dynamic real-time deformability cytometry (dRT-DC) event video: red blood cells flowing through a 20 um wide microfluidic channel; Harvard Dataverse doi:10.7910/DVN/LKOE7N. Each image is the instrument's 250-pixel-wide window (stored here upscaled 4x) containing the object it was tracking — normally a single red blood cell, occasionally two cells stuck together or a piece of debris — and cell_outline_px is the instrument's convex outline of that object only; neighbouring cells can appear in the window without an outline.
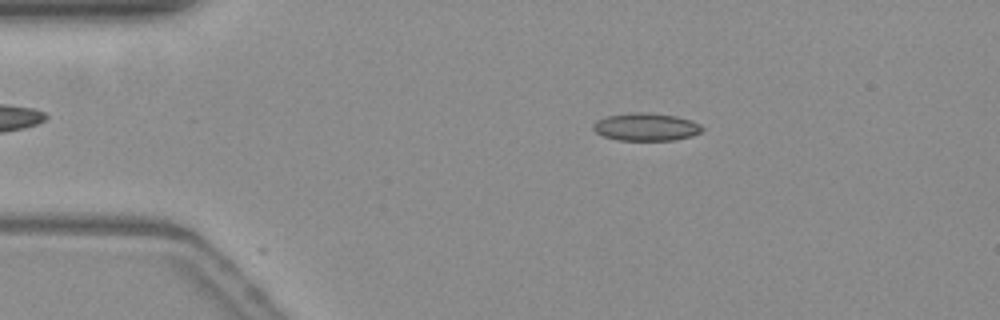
{"species": "common noctule bat (a hibernating species)", "species_latin": "Nyctalus noctula", "temperature_condition": "warm", "stored_images_in_passage": 53, "camera_frame_rate_fps": 3000, "um_per_image_px": 0.085, "animal": {"sex": "female", "body_mass_g": 19.3, "forearm_length_mm": 54.1}, "frame": {"image": 1, "passage_image": 9, "time_ms": 2.667, "image_size_px": [1000, 320], "cell_outline_px": [[704, 128], [700, 132], [692, 136], [672, 140], [616, 140], [604, 136], [596, 132], [592, 128], [596, 120], [608, 116], [636, 112], [640, 112], [676, 116], [700, 124]], "centroid_in_image_um": [54.9, 10.8], "position_along_channel_um": 30.1, "area_um2": 17.34}}
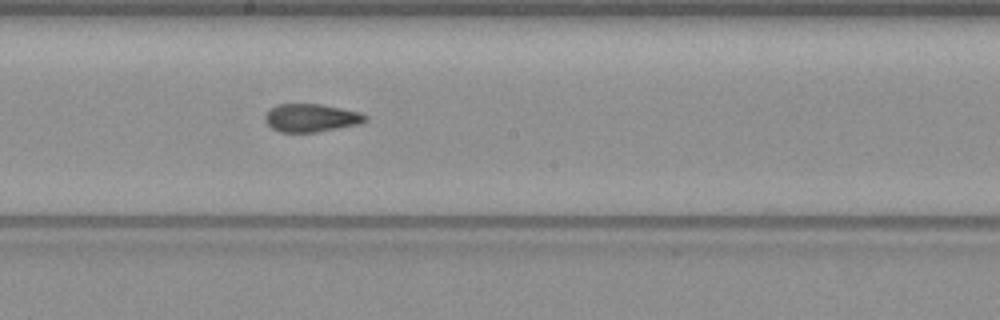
{"frame": {"image": 2, "passage_image": 28, "time_ms": 9.0, "image_size_px": [1000, 320], "cell_outline_px": [[368, 120], [356, 124], [316, 132], [280, 132], [272, 128], [264, 120], [264, 116], [276, 104], [320, 104], [360, 112], [368, 116]], "centroid_in_image_um": [26.43, 10.01], "position_along_channel_um": 221.8, "area_um2": 16.18}}
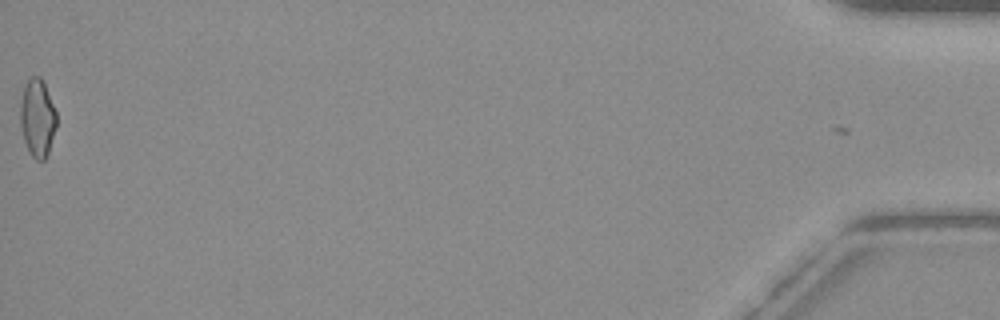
{"frame": {"image": 3, "passage_image": 53, "time_ms": 17.333, "image_size_px": [1000, 320], "cell_outline_px": [[56, 128], [48, 152], [44, 160], [36, 160], [32, 156], [24, 140], [20, 124], [20, 104], [24, 88], [28, 80], [32, 76], [40, 76], [44, 80], [56, 112]], "centroid_in_image_um": [3.19, 10.0], "position_along_channel_um": 432.0, "area_um2": 16.36}, "authors_computed_cell_mechanics": {"area_um2": 16.4152, "velocity_mm_per_s": 3.8199, "shape_relaxation_time_tau1_ms": null, "shape_relaxation_time_tau2_ms": 1.7371, "deformation_change_tau1": null, "deformation_change_tau2": 0.0825}}